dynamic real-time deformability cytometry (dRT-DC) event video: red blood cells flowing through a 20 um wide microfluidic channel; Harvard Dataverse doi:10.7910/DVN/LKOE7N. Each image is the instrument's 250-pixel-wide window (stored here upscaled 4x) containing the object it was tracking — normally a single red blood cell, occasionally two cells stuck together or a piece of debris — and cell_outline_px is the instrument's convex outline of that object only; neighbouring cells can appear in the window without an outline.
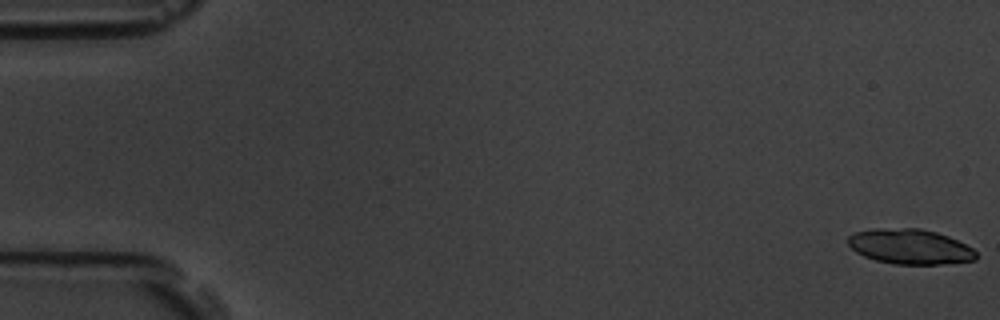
{"species": "common noctule bat (a hibernating species)", "species_latin": "Nyctalus noctula", "temperature_condition": "room temperature", "stored_images_in_passage": 5, "camera_frame_rate_fps": 3000, "um_per_image_px": 0.085, "animal": {"sex": "male", "body_mass_g": 19.5, "forearm_length_mm": 54.6}, "frame": {"image": 1, "passage_image": 1, "time_ms": 0.0, "image_size_px": [1000, 320], "cell_outline_px": [[976, 260], [940, 264], [892, 264], [876, 260], [864, 256], [856, 252], [848, 244], [848, 236], [856, 232], [876, 228], [920, 228], [936, 232], [948, 236], [972, 248], [976, 252]], "centroid_in_image_um": [77.33, 20.96], "position_along_channel_um": 7.7, "area_um2": 26.07}}
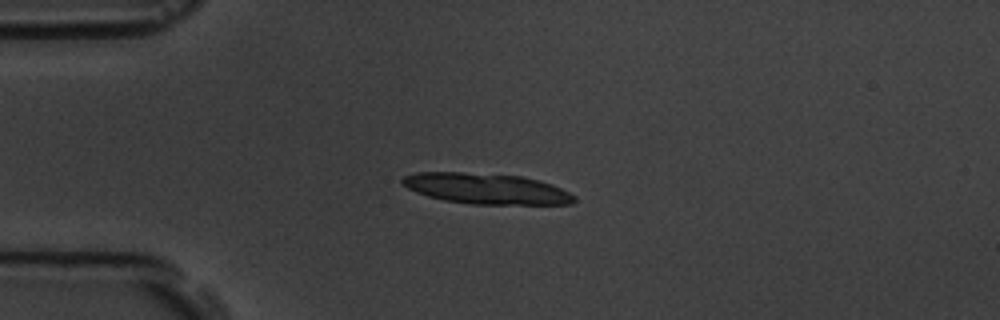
{"frame": {"image": 2, "passage_image": 5, "time_ms": 4.667, "image_size_px": [1000, 320], "cell_outline_px": [[576, 200], [572, 204], [472, 204], [444, 200], [428, 196], [416, 192], [400, 184], [400, 180], [404, 176], [416, 172], [460, 172], [520, 176], [540, 180], [552, 184], [576, 196]], "centroid_in_image_um": [41.32, 16.03], "position_along_channel_um": 43.7, "area_um2": 30.75}}